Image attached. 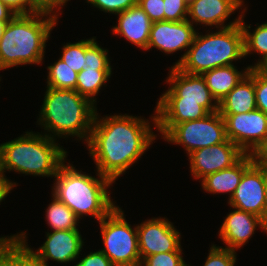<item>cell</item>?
Instances as JSON below:
<instances>
[{"mask_svg": "<svg viewBox=\"0 0 267 266\" xmlns=\"http://www.w3.org/2000/svg\"><path fill=\"white\" fill-rule=\"evenodd\" d=\"M99 114L96 111L89 140L84 144L96 165L95 170L115 182L138 162L157 138L158 134L153 132L157 130L156 112L149 116L150 121L133 114L103 117Z\"/></svg>", "mask_w": 267, "mask_h": 266, "instance_id": "obj_1", "label": "cell"}, {"mask_svg": "<svg viewBox=\"0 0 267 266\" xmlns=\"http://www.w3.org/2000/svg\"><path fill=\"white\" fill-rule=\"evenodd\" d=\"M62 13L43 8L27 15H15L0 40V71L23 65L42 64L51 32Z\"/></svg>", "mask_w": 267, "mask_h": 266, "instance_id": "obj_2", "label": "cell"}, {"mask_svg": "<svg viewBox=\"0 0 267 266\" xmlns=\"http://www.w3.org/2000/svg\"><path fill=\"white\" fill-rule=\"evenodd\" d=\"M56 140L31 130L0 144V178L10 191L18 183L6 178L7 171L45 178L57 174L68 152Z\"/></svg>", "mask_w": 267, "mask_h": 266, "instance_id": "obj_3", "label": "cell"}, {"mask_svg": "<svg viewBox=\"0 0 267 266\" xmlns=\"http://www.w3.org/2000/svg\"><path fill=\"white\" fill-rule=\"evenodd\" d=\"M38 124L53 139L89 140L97 107L76 90L45 87ZM57 137V138H56Z\"/></svg>", "mask_w": 267, "mask_h": 266, "instance_id": "obj_4", "label": "cell"}, {"mask_svg": "<svg viewBox=\"0 0 267 266\" xmlns=\"http://www.w3.org/2000/svg\"><path fill=\"white\" fill-rule=\"evenodd\" d=\"M96 174L97 178L65 161L54 176L51 194L79 219L91 216L99 222L117 205L108 191L114 182L97 171Z\"/></svg>", "mask_w": 267, "mask_h": 266, "instance_id": "obj_5", "label": "cell"}, {"mask_svg": "<svg viewBox=\"0 0 267 266\" xmlns=\"http://www.w3.org/2000/svg\"><path fill=\"white\" fill-rule=\"evenodd\" d=\"M196 33L183 61L181 71L202 75L217 67L234 65L244 57V33L239 24L218 28L215 32Z\"/></svg>", "mask_w": 267, "mask_h": 266, "instance_id": "obj_6", "label": "cell"}, {"mask_svg": "<svg viewBox=\"0 0 267 266\" xmlns=\"http://www.w3.org/2000/svg\"><path fill=\"white\" fill-rule=\"evenodd\" d=\"M118 205L98 223L103 247L100 249L115 266H138L141 258L137 224L132 226Z\"/></svg>", "mask_w": 267, "mask_h": 266, "instance_id": "obj_7", "label": "cell"}, {"mask_svg": "<svg viewBox=\"0 0 267 266\" xmlns=\"http://www.w3.org/2000/svg\"><path fill=\"white\" fill-rule=\"evenodd\" d=\"M161 138L174 145H182L187 155L203 147L226 142L228 140L224 118L212 112L204 118L185 121L177 125H157Z\"/></svg>", "mask_w": 267, "mask_h": 266, "instance_id": "obj_8", "label": "cell"}, {"mask_svg": "<svg viewBox=\"0 0 267 266\" xmlns=\"http://www.w3.org/2000/svg\"><path fill=\"white\" fill-rule=\"evenodd\" d=\"M80 230H63L46 232V240L37 249L29 247L26 231L18 233L17 240L31 253L37 260L48 265V260L57 263H69L76 261L81 256L84 246ZM27 236V237H26Z\"/></svg>", "mask_w": 267, "mask_h": 266, "instance_id": "obj_9", "label": "cell"}, {"mask_svg": "<svg viewBox=\"0 0 267 266\" xmlns=\"http://www.w3.org/2000/svg\"><path fill=\"white\" fill-rule=\"evenodd\" d=\"M138 246L141 262L159 253L183 251L181 233L166 217H152L137 224Z\"/></svg>", "mask_w": 267, "mask_h": 266, "instance_id": "obj_10", "label": "cell"}, {"mask_svg": "<svg viewBox=\"0 0 267 266\" xmlns=\"http://www.w3.org/2000/svg\"><path fill=\"white\" fill-rule=\"evenodd\" d=\"M221 116L225 121L227 138L245 154H251L267 135V115L261 110Z\"/></svg>", "mask_w": 267, "mask_h": 266, "instance_id": "obj_11", "label": "cell"}, {"mask_svg": "<svg viewBox=\"0 0 267 266\" xmlns=\"http://www.w3.org/2000/svg\"><path fill=\"white\" fill-rule=\"evenodd\" d=\"M197 31L195 26L188 20L152 22L146 51L156 48L167 55H171L175 52L177 53V51L184 50L180 59L172 65V67H177L185 58Z\"/></svg>", "mask_w": 267, "mask_h": 266, "instance_id": "obj_12", "label": "cell"}, {"mask_svg": "<svg viewBox=\"0 0 267 266\" xmlns=\"http://www.w3.org/2000/svg\"><path fill=\"white\" fill-rule=\"evenodd\" d=\"M167 75L165 81L169 87L160 98H181V102L198 103L208 113L218 111V102L202 75L188 74L172 66Z\"/></svg>", "mask_w": 267, "mask_h": 266, "instance_id": "obj_13", "label": "cell"}, {"mask_svg": "<svg viewBox=\"0 0 267 266\" xmlns=\"http://www.w3.org/2000/svg\"><path fill=\"white\" fill-rule=\"evenodd\" d=\"M228 205L252 213L266 222L265 167L254 162L244 171Z\"/></svg>", "mask_w": 267, "mask_h": 266, "instance_id": "obj_14", "label": "cell"}, {"mask_svg": "<svg viewBox=\"0 0 267 266\" xmlns=\"http://www.w3.org/2000/svg\"><path fill=\"white\" fill-rule=\"evenodd\" d=\"M245 153L229 139L210 147L194 150L188 155L190 173L200 181L206 176L236 164Z\"/></svg>", "mask_w": 267, "mask_h": 266, "instance_id": "obj_15", "label": "cell"}, {"mask_svg": "<svg viewBox=\"0 0 267 266\" xmlns=\"http://www.w3.org/2000/svg\"><path fill=\"white\" fill-rule=\"evenodd\" d=\"M244 3V0H192L189 2L187 20L195 27L199 24L206 28L210 26V29L213 26L216 29L235 26L240 23V9L246 8ZM238 9V17L225 25V21Z\"/></svg>", "mask_w": 267, "mask_h": 266, "instance_id": "obj_16", "label": "cell"}, {"mask_svg": "<svg viewBox=\"0 0 267 266\" xmlns=\"http://www.w3.org/2000/svg\"><path fill=\"white\" fill-rule=\"evenodd\" d=\"M232 210L223 219L218 231V237L225 244L224 248L234 251L241 249L257 229L267 234V223L262 218L234 207Z\"/></svg>", "mask_w": 267, "mask_h": 266, "instance_id": "obj_17", "label": "cell"}, {"mask_svg": "<svg viewBox=\"0 0 267 266\" xmlns=\"http://www.w3.org/2000/svg\"><path fill=\"white\" fill-rule=\"evenodd\" d=\"M117 16V25L112 26V34L124 37L129 43L146 51L152 21L144 10L136 4Z\"/></svg>", "mask_w": 267, "mask_h": 266, "instance_id": "obj_18", "label": "cell"}, {"mask_svg": "<svg viewBox=\"0 0 267 266\" xmlns=\"http://www.w3.org/2000/svg\"><path fill=\"white\" fill-rule=\"evenodd\" d=\"M257 109L255 94V70L249 72L240 82L218 102V112L220 114L248 113Z\"/></svg>", "mask_w": 267, "mask_h": 266, "instance_id": "obj_19", "label": "cell"}, {"mask_svg": "<svg viewBox=\"0 0 267 266\" xmlns=\"http://www.w3.org/2000/svg\"><path fill=\"white\" fill-rule=\"evenodd\" d=\"M156 105L157 125H177L209 114L198 103L181 102V98H159Z\"/></svg>", "mask_w": 267, "mask_h": 266, "instance_id": "obj_20", "label": "cell"}, {"mask_svg": "<svg viewBox=\"0 0 267 266\" xmlns=\"http://www.w3.org/2000/svg\"><path fill=\"white\" fill-rule=\"evenodd\" d=\"M253 163L251 154H245L232 167L210 174L201 180V187L207 193L233 196L244 171ZM229 193V194H228Z\"/></svg>", "mask_w": 267, "mask_h": 266, "instance_id": "obj_21", "label": "cell"}, {"mask_svg": "<svg viewBox=\"0 0 267 266\" xmlns=\"http://www.w3.org/2000/svg\"><path fill=\"white\" fill-rule=\"evenodd\" d=\"M238 71L237 66L217 67L202 74L212 96L219 102L249 72L250 67Z\"/></svg>", "mask_w": 267, "mask_h": 266, "instance_id": "obj_22", "label": "cell"}, {"mask_svg": "<svg viewBox=\"0 0 267 266\" xmlns=\"http://www.w3.org/2000/svg\"><path fill=\"white\" fill-rule=\"evenodd\" d=\"M111 75L112 70L83 69L78 73L75 90L97 106L96 96L103 86H107L106 83L111 78Z\"/></svg>", "mask_w": 267, "mask_h": 266, "instance_id": "obj_23", "label": "cell"}, {"mask_svg": "<svg viewBox=\"0 0 267 266\" xmlns=\"http://www.w3.org/2000/svg\"><path fill=\"white\" fill-rule=\"evenodd\" d=\"M52 201L45 210L46 223L51 231L79 230V218L63 202L52 195Z\"/></svg>", "mask_w": 267, "mask_h": 266, "instance_id": "obj_24", "label": "cell"}, {"mask_svg": "<svg viewBox=\"0 0 267 266\" xmlns=\"http://www.w3.org/2000/svg\"><path fill=\"white\" fill-rule=\"evenodd\" d=\"M247 7L241 11L240 25L244 33V57L251 56L254 53L259 55L262 59L267 55V22L261 24H255V30L250 29L251 24L248 25L244 22V17ZM251 30V31H250ZM251 54V55H250Z\"/></svg>", "mask_w": 267, "mask_h": 266, "instance_id": "obj_25", "label": "cell"}, {"mask_svg": "<svg viewBox=\"0 0 267 266\" xmlns=\"http://www.w3.org/2000/svg\"><path fill=\"white\" fill-rule=\"evenodd\" d=\"M47 72L46 87L75 90L78 73L60 58L47 66Z\"/></svg>", "mask_w": 267, "mask_h": 266, "instance_id": "obj_26", "label": "cell"}, {"mask_svg": "<svg viewBox=\"0 0 267 266\" xmlns=\"http://www.w3.org/2000/svg\"><path fill=\"white\" fill-rule=\"evenodd\" d=\"M109 50L99 46L96 37L85 39L84 70H112Z\"/></svg>", "mask_w": 267, "mask_h": 266, "instance_id": "obj_27", "label": "cell"}, {"mask_svg": "<svg viewBox=\"0 0 267 266\" xmlns=\"http://www.w3.org/2000/svg\"><path fill=\"white\" fill-rule=\"evenodd\" d=\"M60 59L64 61L72 70L79 73L83 70L85 62V40L75 43L63 44Z\"/></svg>", "mask_w": 267, "mask_h": 266, "instance_id": "obj_28", "label": "cell"}, {"mask_svg": "<svg viewBox=\"0 0 267 266\" xmlns=\"http://www.w3.org/2000/svg\"><path fill=\"white\" fill-rule=\"evenodd\" d=\"M208 255L203 266H235L237 262V252L211 244Z\"/></svg>", "mask_w": 267, "mask_h": 266, "instance_id": "obj_29", "label": "cell"}, {"mask_svg": "<svg viewBox=\"0 0 267 266\" xmlns=\"http://www.w3.org/2000/svg\"><path fill=\"white\" fill-rule=\"evenodd\" d=\"M182 251L153 254L146 257L141 266H191L182 256Z\"/></svg>", "mask_w": 267, "mask_h": 266, "instance_id": "obj_30", "label": "cell"}, {"mask_svg": "<svg viewBox=\"0 0 267 266\" xmlns=\"http://www.w3.org/2000/svg\"><path fill=\"white\" fill-rule=\"evenodd\" d=\"M188 6L187 0H164V21L187 20Z\"/></svg>", "mask_w": 267, "mask_h": 266, "instance_id": "obj_31", "label": "cell"}, {"mask_svg": "<svg viewBox=\"0 0 267 266\" xmlns=\"http://www.w3.org/2000/svg\"><path fill=\"white\" fill-rule=\"evenodd\" d=\"M91 7L115 16L137 4V0H86Z\"/></svg>", "mask_w": 267, "mask_h": 266, "instance_id": "obj_32", "label": "cell"}, {"mask_svg": "<svg viewBox=\"0 0 267 266\" xmlns=\"http://www.w3.org/2000/svg\"><path fill=\"white\" fill-rule=\"evenodd\" d=\"M0 266H24V246L18 240L0 258Z\"/></svg>", "mask_w": 267, "mask_h": 266, "instance_id": "obj_33", "label": "cell"}, {"mask_svg": "<svg viewBox=\"0 0 267 266\" xmlns=\"http://www.w3.org/2000/svg\"><path fill=\"white\" fill-rule=\"evenodd\" d=\"M16 15H27L41 11L43 8L35 0H0Z\"/></svg>", "mask_w": 267, "mask_h": 266, "instance_id": "obj_34", "label": "cell"}, {"mask_svg": "<svg viewBox=\"0 0 267 266\" xmlns=\"http://www.w3.org/2000/svg\"><path fill=\"white\" fill-rule=\"evenodd\" d=\"M152 22L164 21V0H137Z\"/></svg>", "mask_w": 267, "mask_h": 266, "instance_id": "obj_35", "label": "cell"}, {"mask_svg": "<svg viewBox=\"0 0 267 266\" xmlns=\"http://www.w3.org/2000/svg\"><path fill=\"white\" fill-rule=\"evenodd\" d=\"M256 107L267 115V78L255 71Z\"/></svg>", "mask_w": 267, "mask_h": 266, "instance_id": "obj_36", "label": "cell"}, {"mask_svg": "<svg viewBox=\"0 0 267 266\" xmlns=\"http://www.w3.org/2000/svg\"><path fill=\"white\" fill-rule=\"evenodd\" d=\"M74 266H115L99 249L94 252H89L87 255L76 261Z\"/></svg>", "mask_w": 267, "mask_h": 266, "instance_id": "obj_37", "label": "cell"}, {"mask_svg": "<svg viewBox=\"0 0 267 266\" xmlns=\"http://www.w3.org/2000/svg\"><path fill=\"white\" fill-rule=\"evenodd\" d=\"M253 162L257 165L267 167V135L264 140L251 153Z\"/></svg>", "mask_w": 267, "mask_h": 266, "instance_id": "obj_38", "label": "cell"}, {"mask_svg": "<svg viewBox=\"0 0 267 266\" xmlns=\"http://www.w3.org/2000/svg\"><path fill=\"white\" fill-rule=\"evenodd\" d=\"M42 8L51 9L59 13L70 0H35Z\"/></svg>", "mask_w": 267, "mask_h": 266, "instance_id": "obj_39", "label": "cell"}, {"mask_svg": "<svg viewBox=\"0 0 267 266\" xmlns=\"http://www.w3.org/2000/svg\"><path fill=\"white\" fill-rule=\"evenodd\" d=\"M17 234L0 237V258L8 251L9 247L17 240Z\"/></svg>", "mask_w": 267, "mask_h": 266, "instance_id": "obj_40", "label": "cell"}, {"mask_svg": "<svg viewBox=\"0 0 267 266\" xmlns=\"http://www.w3.org/2000/svg\"><path fill=\"white\" fill-rule=\"evenodd\" d=\"M253 68L260 76L267 78V55L252 65H248Z\"/></svg>", "mask_w": 267, "mask_h": 266, "instance_id": "obj_41", "label": "cell"}, {"mask_svg": "<svg viewBox=\"0 0 267 266\" xmlns=\"http://www.w3.org/2000/svg\"><path fill=\"white\" fill-rule=\"evenodd\" d=\"M24 266H49L37 260L28 250L24 247Z\"/></svg>", "mask_w": 267, "mask_h": 266, "instance_id": "obj_42", "label": "cell"}, {"mask_svg": "<svg viewBox=\"0 0 267 266\" xmlns=\"http://www.w3.org/2000/svg\"><path fill=\"white\" fill-rule=\"evenodd\" d=\"M16 14L0 1V21H10Z\"/></svg>", "mask_w": 267, "mask_h": 266, "instance_id": "obj_43", "label": "cell"}, {"mask_svg": "<svg viewBox=\"0 0 267 266\" xmlns=\"http://www.w3.org/2000/svg\"><path fill=\"white\" fill-rule=\"evenodd\" d=\"M11 193L5 182L0 178V205L2 201H5L6 197Z\"/></svg>", "mask_w": 267, "mask_h": 266, "instance_id": "obj_44", "label": "cell"}, {"mask_svg": "<svg viewBox=\"0 0 267 266\" xmlns=\"http://www.w3.org/2000/svg\"><path fill=\"white\" fill-rule=\"evenodd\" d=\"M265 198H266V223H267V167H265Z\"/></svg>", "mask_w": 267, "mask_h": 266, "instance_id": "obj_45", "label": "cell"}, {"mask_svg": "<svg viewBox=\"0 0 267 266\" xmlns=\"http://www.w3.org/2000/svg\"><path fill=\"white\" fill-rule=\"evenodd\" d=\"M9 21H0V40L3 36L4 29Z\"/></svg>", "mask_w": 267, "mask_h": 266, "instance_id": "obj_46", "label": "cell"}]
</instances>
